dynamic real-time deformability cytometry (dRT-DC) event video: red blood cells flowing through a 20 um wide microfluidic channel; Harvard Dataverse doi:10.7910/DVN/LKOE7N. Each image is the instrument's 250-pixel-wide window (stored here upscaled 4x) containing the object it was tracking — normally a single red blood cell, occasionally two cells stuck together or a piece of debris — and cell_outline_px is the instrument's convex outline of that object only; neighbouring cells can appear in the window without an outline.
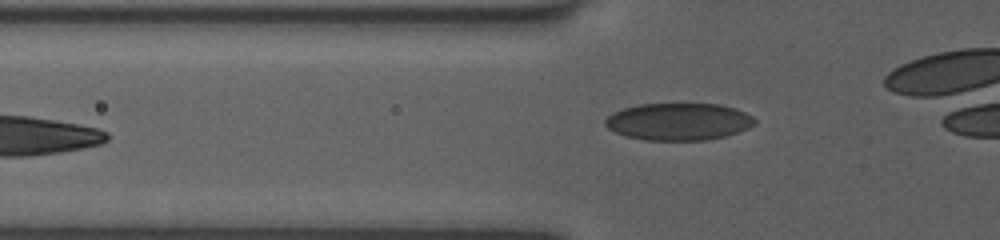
{"species": "human", "species_latin": "Homo sapiens", "temperature_condition": "room temperature", "stored_images_in_passage": 7, "camera_frame_rate_fps": 3000, "um_per_image_px": 0.085, "donor": {"sex": "female"}, "frame": {"image": 1, "passage_image": 7, "time_ms": 2.0, "image_size_px": [1000, 240], "cell_outline_px": [[756, 120], [748, 128], [724, 136], [704, 140], [644, 140], [628, 136], [616, 132], [608, 128], [604, 124], [604, 120], [612, 112], [624, 108], [640, 104], [720, 104], [736, 108], [752, 116]], "centroid_in_image_um": [57.65, 10.33], "position_along_channel_um": 68.1, "area_um2": 32.19}}